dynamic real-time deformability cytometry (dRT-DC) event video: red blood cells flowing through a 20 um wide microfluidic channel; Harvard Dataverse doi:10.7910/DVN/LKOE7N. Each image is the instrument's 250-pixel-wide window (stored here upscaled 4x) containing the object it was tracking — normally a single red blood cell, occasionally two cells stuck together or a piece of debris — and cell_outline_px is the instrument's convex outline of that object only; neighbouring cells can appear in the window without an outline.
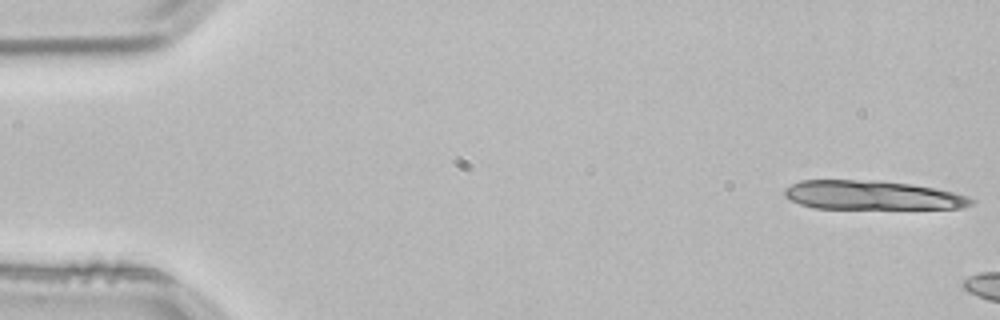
{"species": "common noctule bat (a hibernating species)", "species_latin": "Nyctalus noctula", "temperature_condition": "room temperature", "stored_images_in_passage": 13, "camera_frame_rate_fps": 3000, "um_per_image_px": 0.085, "animal": {"sex": "male", "body_mass_g": 21.5, "forearm_length_mm": 52.0}, "frame": {"image": 1, "passage_image": 1, "time_ms": 0.0, "image_size_px": [1000, 320], "cell_outline_px": [[976, 200], [972, 204], [964, 208], [816, 208], [800, 204], [784, 196], [784, 188], [800, 180], [880, 180], [912, 184], [936, 188], [968, 196]], "centroid_in_image_um": [74.15, 16.58], "position_along_channel_um": 10.9, "area_um2": 31.62}}